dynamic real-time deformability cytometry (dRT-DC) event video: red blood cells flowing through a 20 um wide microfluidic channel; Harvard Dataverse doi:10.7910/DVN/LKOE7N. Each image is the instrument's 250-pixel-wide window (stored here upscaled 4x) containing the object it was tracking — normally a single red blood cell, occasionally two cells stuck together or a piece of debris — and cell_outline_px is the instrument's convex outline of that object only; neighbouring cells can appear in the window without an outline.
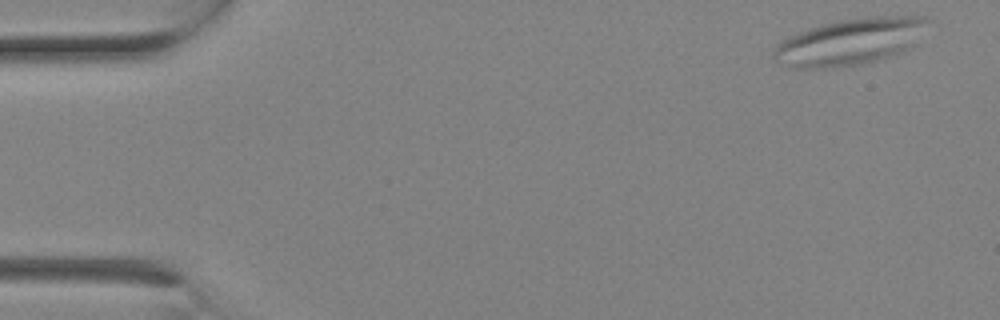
{"species": "Egyptian fruit bat (a non-hibernating species)", "species_latin": "Rousettus aegyptiacus", "temperature_condition": "room temperature", "stored_images_in_passage": 2, "camera_frame_rate_fps": 3000, "um_per_image_px": 0.085, "animal": {"sex": "female"}, "frame": {"image": 1, "passage_image": 1, "time_ms": 0.0, "image_size_px": [1000, 320], "cell_outline_px": [[932, 20], [908, 48], [904, 52], [876, 60], [860, 64], [832, 68], [792, 68], [772, 60], [772, 52], [784, 40], [800, 32], [820, 24], [840, 20], [868, 16], [928, 16]], "centroid_in_image_um": [72.26, 3.54], "position_along_channel_um": 12.7, "area_um2": 41.62}}